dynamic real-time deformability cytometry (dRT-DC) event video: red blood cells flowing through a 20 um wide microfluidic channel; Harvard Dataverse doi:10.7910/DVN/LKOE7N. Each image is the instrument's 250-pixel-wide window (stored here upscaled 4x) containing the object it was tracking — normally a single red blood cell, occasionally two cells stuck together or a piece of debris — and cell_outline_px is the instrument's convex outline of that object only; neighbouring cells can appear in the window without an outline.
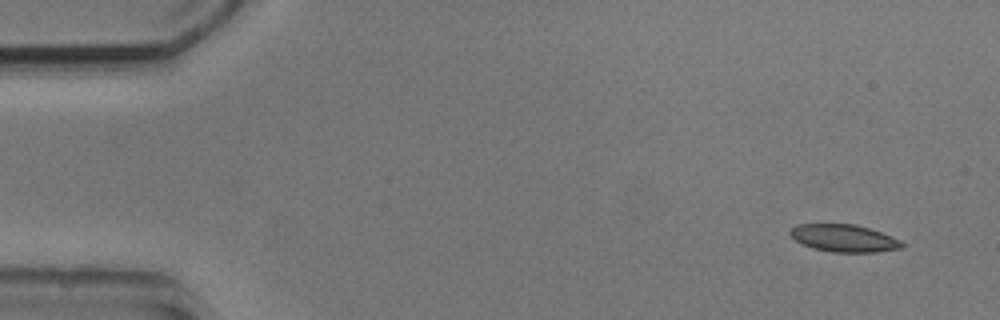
{"species": "common noctule bat (a hibernating species)", "species_latin": "Nyctalus noctula", "temperature_condition": "cold", "stored_images_in_passage": 7, "camera_frame_rate_fps": 3000, "um_per_image_px": 0.085, "animal": {"sex": "male", "body_mass_g": 20.5, "forearm_length_mm": 52.5}, "frame": {"image": 1, "passage_image": 1, "time_ms": 0.0, "image_size_px": [1000, 320], "cell_outline_px": [[904, 248], [876, 252], [832, 252], [812, 248], [796, 240], [788, 232], [796, 224], [856, 224], [892, 236], [900, 240], [904, 244]], "centroid_in_image_um": [71.76, 20.25], "position_along_channel_um": 13.2, "area_um2": 17.8}}
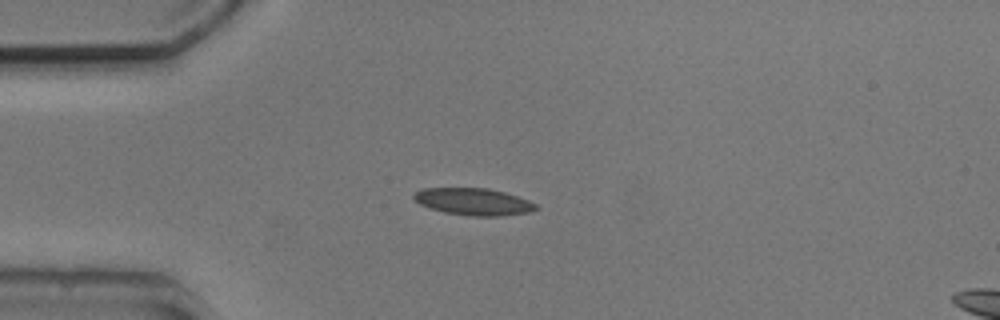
{"frame": {"image": 2, "passage_image": 4, "time_ms": 3.333, "image_size_px": [1000, 320], "cell_outline_px": [[540, 208], [528, 212], [500, 216], [472, 216], [444, 212], [420, 204], [412, 196], [420, 188], [488, 188], [504, 192], [528, 200], [536, 204]], "centroid_in_image_um": [40.25, 17.14], "position_along_channel_um": 44.7, "area_um2": 19.07}}